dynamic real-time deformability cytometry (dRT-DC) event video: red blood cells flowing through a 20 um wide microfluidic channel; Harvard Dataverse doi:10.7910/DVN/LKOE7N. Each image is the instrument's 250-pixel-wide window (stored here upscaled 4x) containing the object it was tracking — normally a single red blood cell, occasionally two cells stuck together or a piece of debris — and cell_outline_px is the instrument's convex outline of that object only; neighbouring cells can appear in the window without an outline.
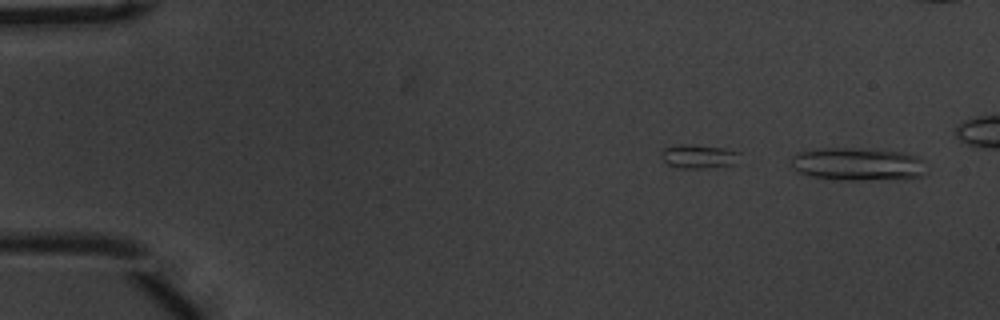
{"species": "common noctule bat (a hibernating species)", "species_latin": "Nyctalus noctula", "temperature_condition": "warm", "stored_images_in_passage": 49, "camera_frame_rate_fps": 3000, "um_per_image_px": 0.085, "animal": {"sex": "male", "body_mass_g": 20.1, "forearm_length_mm": 53.5}, "frame": {"image": 1, "passage_image": 2, "time_ms": 0.333, "image_size_px": [1000, 320], "cell_outline_px": [[924, 176], [860, 180], [840, 180], [812, 176], [800, 172], [792, 168], [792, 156], [800, 152], [816, 148], [860, 148], [900, 152], [920, 156], [924, 172]], "centroid_in_image_um": [72.86, 13.93], "position_along_channel_um": 12.1, "area_um2": 25.61}}
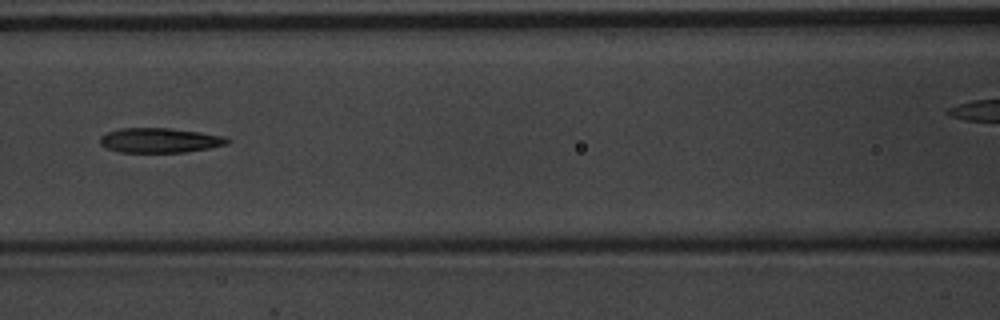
{"frame": {"image": 2, "passage_image": 24, "time_ms": 7.667, "image_size_px": [1000, 320], "cell_outline_px": [[232, 140], [228, 144], [208, 148], [184, 152], [120, 152], [104, 148], [100, 144], [100, 136], [108, 132], [120, 128], [168, 128], [200, 132], [228, 136]], "centroid_in_image_um": [13.6, 11.92], "position_along_channel_um": 153.0, "area_um2": 18.5}}
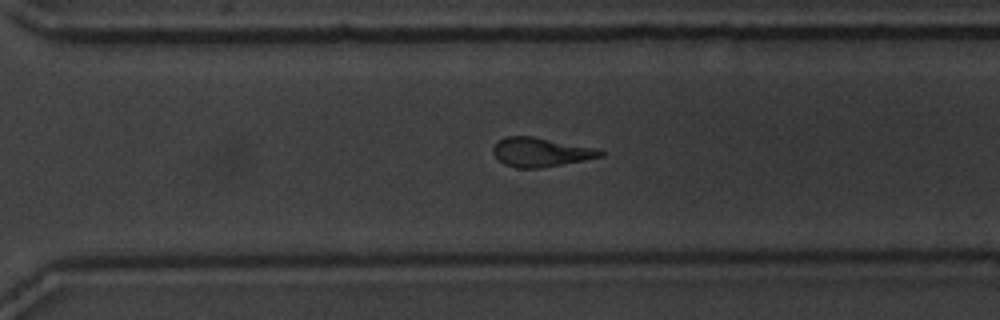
{"frame": {"image": 3, "passage_image": 38, "time_ms": 12.333, "image_size_px": [1000, 320], "cell_outline_px": [[604, 156], [584, 160], [540, 168], [516, 168], [504, 164], [492, 152], [492, 148], [504, 136], [532, 136], [600, 148], [604, 152]], "centroid_in_image_um": [46.0, 12.92], "position_along_channel_um": 324.6, "area_um2": 18.26}, "authors_computed_cell_mechanics": {"area_um2": 19.074, "velocity_mm_per_s": 3.6845, "shape_relaxation_time_tau1_ms": 4.7898, "shape_relaxation_time_tau2_ms": 3.107, "deformation_change_tau1": 0.1906, "deformation_change_tau2": 0.1473}}